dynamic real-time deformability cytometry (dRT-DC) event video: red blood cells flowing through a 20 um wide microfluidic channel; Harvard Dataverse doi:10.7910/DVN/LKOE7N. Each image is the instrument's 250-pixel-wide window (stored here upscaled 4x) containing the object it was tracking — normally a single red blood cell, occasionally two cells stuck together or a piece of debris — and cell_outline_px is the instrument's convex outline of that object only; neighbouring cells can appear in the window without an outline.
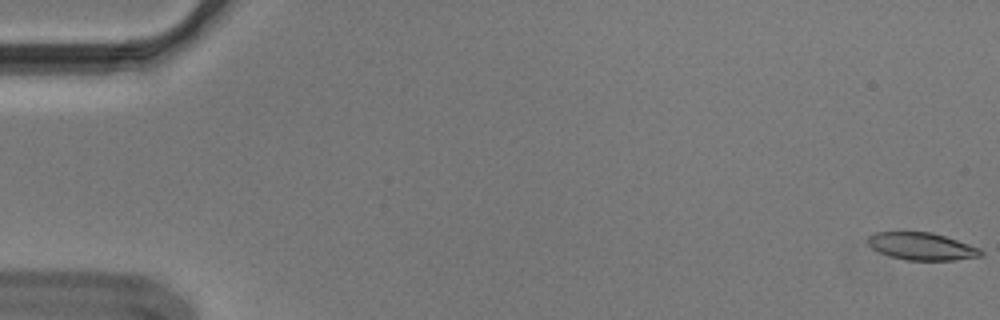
{"species": "Egyptian fruit bat (a non-hibernating species)", "species_latin": "Rousettus aegyptiacus", "temperature_condition": "cold", "stored_images_in_passage": 56, "camera_frame_rate_fps": 3000, "um_per_image_px": 0.085, "animal": {"sex": "male"}, "frame": {"image": 1, "passage_image": 1, "time_ms": 0.0, "image_size_px": [1000, 320], "cell_outline_px": [[984, 256], [956, 260], [908, 260], [892, 256], [880, 252], [872, 248], [868, 244], [868, 236], [876, 232], [932, 232], [980, 248], [984, 252]], "centroid_in_image_um": [78.39, 20.94], "position_along_channel_um": 6.6, "area_um2": 17.92}}
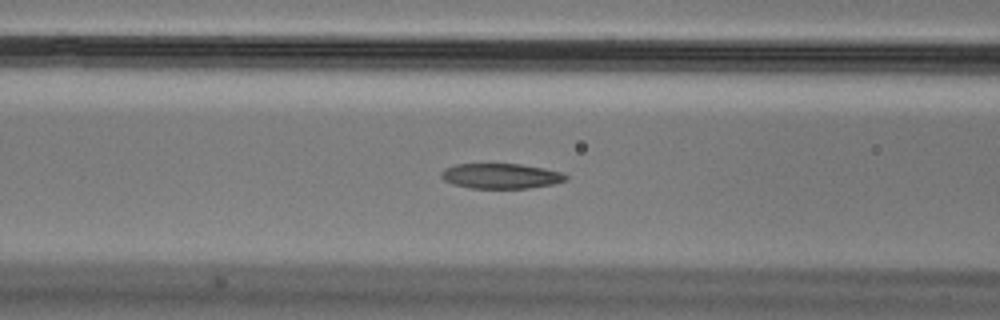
{"frame": {"image": 2, "passage_image": 23, "time_ms": 7.333, "image_size_px": [1000, 320], "cell_outline_px": [[568, 180], [552, 184], [528, 188], [472, 188], [452, 184], [444, 180], [440, 176], [440, 172], [444, 168], [456, 164], [520, 164], [544, 168], [560, 172], [568, 176]], "centroid_in_image_um": [42.55, 14.96], "position_along_channel_um": 124.0, "area_um2": 18.26}}
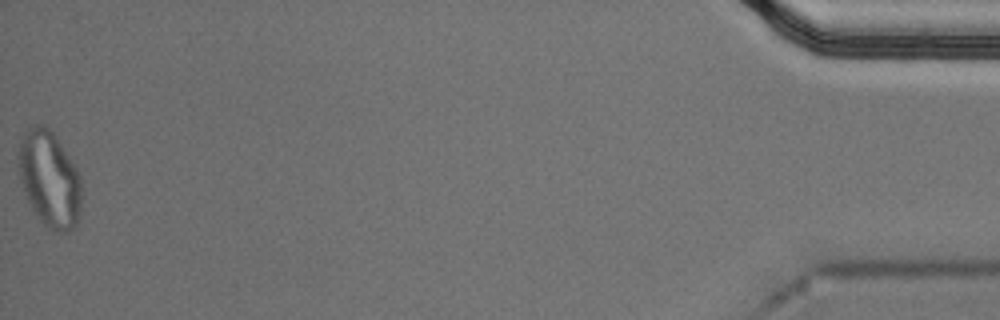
{"frame": {"image": 3, "passage_image": 56, "time_ms": 18.333, "image_size_px": [1000, 320], "cell_outline_px": [[80, 220], [68, 232], [56, 232], [48, 228], [40, 220], [32, 208], [24, 192], [16, 172], [20, 144], [24, 132], [32, 124], [44, 124], [56, 136], [76, 168], [80, 176]], "centroid_in_image_um": [4.18, 15.21], "position_along_channel_um": 431.0, "area_um2": 35.49}, "authors_computed_cell_mechanics": {"area_um2": 19.2474, "velocity_mm_per_s": 3.6381, "shape_relaxation_time_tau1_ms": null, "shape_relaxation_time_tau2_ms": 4.2209, "deformation_change_tau1": null, "deformation_change_tau2": 0.0975}}